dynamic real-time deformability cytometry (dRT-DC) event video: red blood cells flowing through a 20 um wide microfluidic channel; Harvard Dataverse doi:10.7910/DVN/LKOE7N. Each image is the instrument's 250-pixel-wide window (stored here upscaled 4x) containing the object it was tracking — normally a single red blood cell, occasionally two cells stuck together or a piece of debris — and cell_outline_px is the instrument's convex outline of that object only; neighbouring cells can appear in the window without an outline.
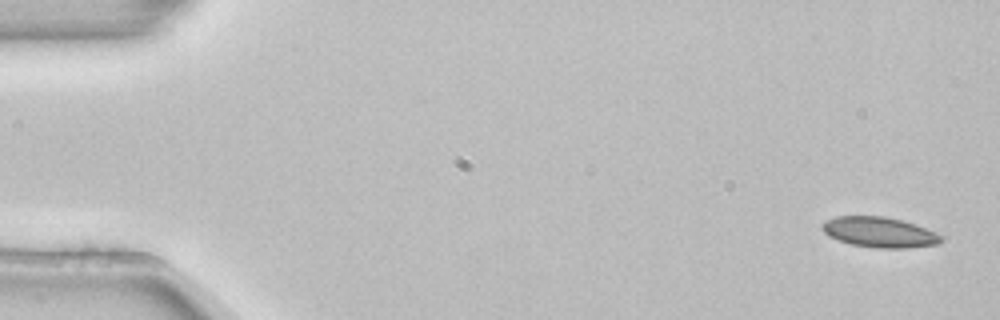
{"species": "common noctule bat (a hibernating species)", "species_latin": "Nyctalus noctula", "temperature_condition": "room temperature", "stored_images_in_passage": 5, "camera_frame_rate_fps": 3000, "um_per_image_px": 0.085, "animal": {"sex": "female", "body_mass_g": 22.7, "forearm_length_mm": 54.2}, "frame": {"image": 1, "passage_image": 1, "time_ms": 0.0, "image_size_px": [1000, 320], "cell_outline_px": [[944, 240], [936, 244], [908, 248], [876, 248], [852, 244], [828, 236], [820, 228], [824, 220], [836, 216], [884, 216], [916, 224], [936, 232], [944, 236]], "centroid_in_image_um": [74.76, 19.73], "position_along_channel_um": 10.2, "area_um2": 21.15}}